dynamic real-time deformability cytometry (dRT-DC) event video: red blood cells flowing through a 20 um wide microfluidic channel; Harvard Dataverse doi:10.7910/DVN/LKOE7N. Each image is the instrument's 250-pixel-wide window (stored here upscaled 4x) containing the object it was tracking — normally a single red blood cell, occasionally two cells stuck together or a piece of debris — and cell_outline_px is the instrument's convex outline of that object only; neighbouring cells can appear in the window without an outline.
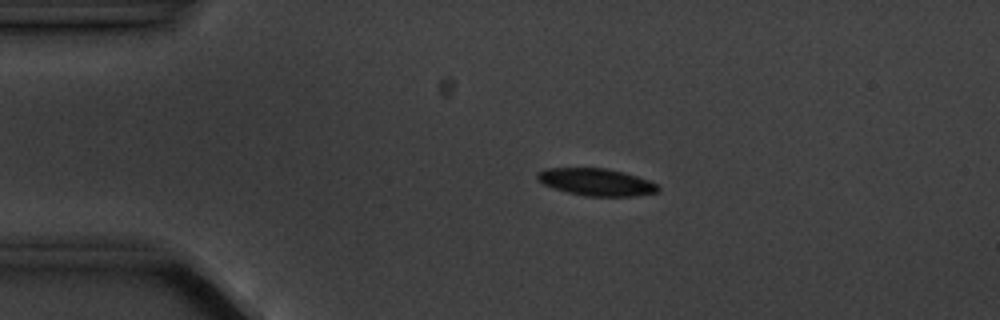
{"species": "common noctule bat (a hibernating species)", "species_latin": "Nyctalus noctula", "temperature_condition": "cold", "stored_images_in_passage": 3, "camera_frame_rate_fps": 3000, "um_per_image_px": 0.085, "animal": {"sex": "male", "body_mass_g": 20.1, "forearm_length_mm": 53.5}, "frame": {"image": 1, "passage_image": 2, "time_ms": 1.0, "image_size_px": [1000, 320], "cell_outline_px": [[660, 192], [636, 196], [584, 196], [568, 192], [544, 184], [536, 180], [536, 172], [548, 168], [604, 168], [624, 172], [648, 180], [656, 184], [660, 188]], "centroid_in_image_um": [50.69, 15.47], "position_along_channel_um": 34.3, "area_um2": 19.13}}